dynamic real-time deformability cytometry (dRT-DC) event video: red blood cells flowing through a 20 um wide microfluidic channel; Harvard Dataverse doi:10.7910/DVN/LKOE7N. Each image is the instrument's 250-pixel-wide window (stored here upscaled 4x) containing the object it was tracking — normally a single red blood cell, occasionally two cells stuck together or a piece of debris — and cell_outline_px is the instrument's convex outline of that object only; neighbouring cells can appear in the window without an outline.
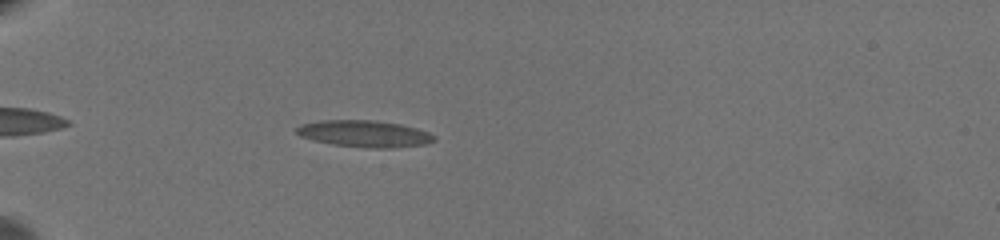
{"species": "common noctule bat (a hibernating species)", "species_latin": "Nyctalus noctula", "temperature_condition": "warm", "stored_images_in_passage": 49, "camera_frame_rate_fps": 3000, "um_per_image_px": 0.085, "animal": {"sex": "female", "body_mass_g": 19.5, "forearm_length_mm": 54.1}, "frame": {"image": 1, "passage_image": 7, "time_ms": 2.0, "image_size_px": [1000, 240], "cell_outline_px": [[436, 140], [424, 144], [392, 148], [376, 148], [336, 144], [312, 140], [300, 136], [296, 132], [296, 128], [304, 124], [324, 120], [372, 120], [400, 124], [416, 128], [428, 132], [436, 136]], "centroid_in_image_um": [31.01, 11.36], "position_along_channel_um": 54.0, "area_um2": 21.04}}
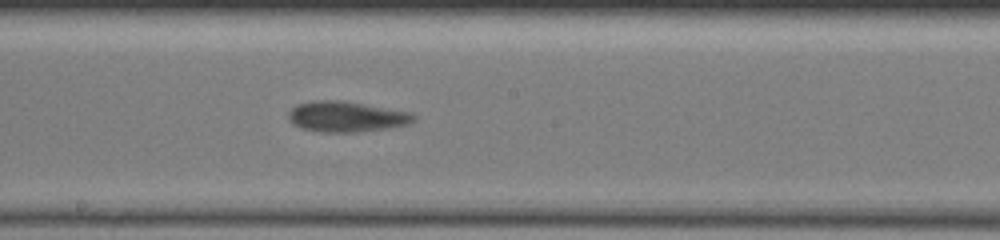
{"frame": {"image": 2, "passage_image": 24, "time_ms": 7.667, "image_size_px": [1000, 240], "cell_outline_px": [[416, 120], [408, 124], [360, 132], [320, 132], [300, 128], [288, 120], [288, 112], [296, 104], [316, 100], [340, 100], [404, 112], [416, 116]], "centroid_in_image_um": [29.34, 9.92], "position_along_channel_um": 218.9, "area_um2": 21.91}}
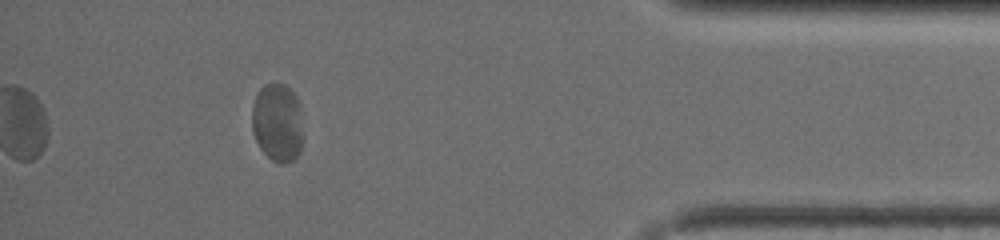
{"frame": {"image": 3, "passage_image": 44, "time_ms": 14.333, "image_size_px": [1000, 240], "cell_outline_px": [[304, 136], [300, 148], [296, 156], [292, 160], [272, 160], [260, 148], [256, 140], [252, 128], [252, 104], [260, 88], [264, 84], [284, 84], [296, 96], [300, 104], [304, 132]], "centroid_in_image_um": [23.6, 10.37], "position_along_channel_um": 411.6, "area_um2": 23.29}, "authors_computed_cell_mechanics": {"area_um2": 21.2704, "velocity_mm_per_s": 3.4307, "shape_relaxation_time_tau1_ms": 7.7309, "shape_relaxation_time_tau2_ms": null, "deformation_change_tau1": 0.2022, "deformation_change_tau2": null}}